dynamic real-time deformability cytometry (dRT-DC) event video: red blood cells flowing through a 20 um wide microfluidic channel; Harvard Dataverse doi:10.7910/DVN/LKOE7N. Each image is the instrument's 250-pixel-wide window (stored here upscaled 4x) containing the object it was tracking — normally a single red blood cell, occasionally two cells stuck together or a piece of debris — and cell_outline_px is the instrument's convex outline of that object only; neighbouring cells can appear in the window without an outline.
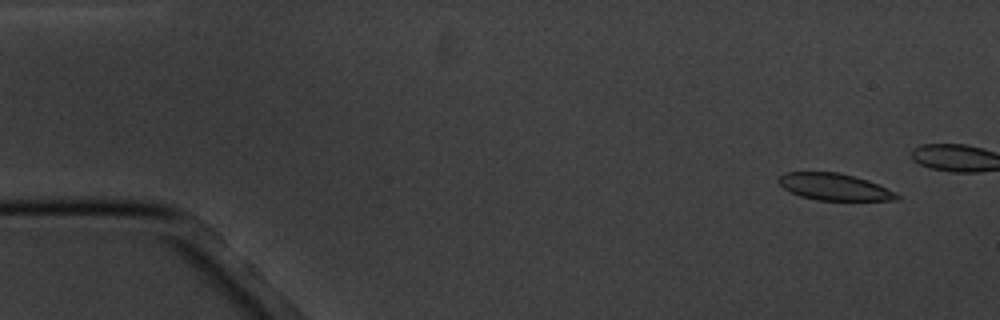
{"species": "common noctule bat (a hibernating species)", "species_latin": "Nyctalus noctula", "temperature_condition": "cold", "stored_images_in_passage": 4, "camera_frame_rate_fps": 3000, "um_per_image_px": 0.085, "animal": {"sex": "male", "body_mass_g": 20.1, "forearm_length_mm": 53.5}, "frame": {"image": 1, "passage_image": 1, "time_ms": 0.0, "image_size_px": [1000, 320], "cell_outline_px": [[900, 200], [816, 200], [800, 196], [784, 188], [776, 180], [784, 172], [840, 172], [868, 180], [896, 192], [900, 196]], "centroid_in_image_um": [70.93, 15.88], "position_along_channel_um": 14.1, "area_um2": 18.5}}